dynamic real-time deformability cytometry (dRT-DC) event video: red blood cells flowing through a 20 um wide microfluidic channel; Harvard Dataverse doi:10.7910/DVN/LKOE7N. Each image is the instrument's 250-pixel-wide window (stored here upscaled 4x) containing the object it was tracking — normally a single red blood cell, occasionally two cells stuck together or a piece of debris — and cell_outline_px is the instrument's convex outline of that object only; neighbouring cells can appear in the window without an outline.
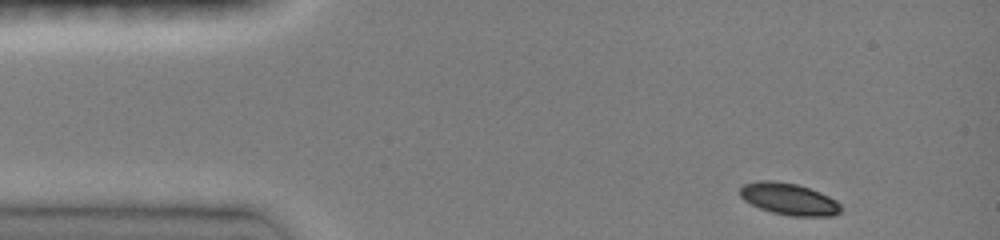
{"species": "common noctule bat (a hibernating species)", "species_latin": "Nyctalus noctula", "temperature_condition": "room temperature", "stored_images_in_passage": 40, "camera_frame_rate_fps": 3000, "um_per_image_px": 0.085, "animal": {"sex": "female", "body_mass_g": 19.0, "forearm_length_mm": 51.5}, "frame": {"image": 1, "passage_image": 1, "time_ms": 0.0, "image_size_px": [1000, 240], "cell_outline_px": [[840, 212], [832, 216], [788, 216], [772, 212], [760, 208], [744, 200], [740, 196], [740, 188], [744, 184], [760, 180], [772, 180], [796, 184], [820, 192], [836, 200], [840, 204]], "centroid_in_image_um": [67.05, 16.92], "position_along_channel_um": 18.0, "area_um2": 18.61}}
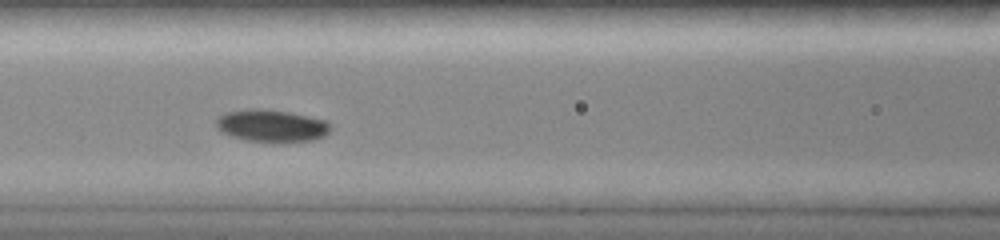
{"frame": {"image": 2, "passage_image": 16, "time_ms": 5.0, "image_size_px": [1000, 240], "cell_outline_px": [[332, 128], [324, 136], [312, 140], [272, 144], [248, 140], [232, 136], [216, 128], [216, 120], [224, 112], [248, 108], [264, 108], [288, 112], [308, 116], [324, 120]], "centroid_in_image_um": [23.07, 10.7], "position_along_channel_um": 143.5, "area_um2": 21.85}}
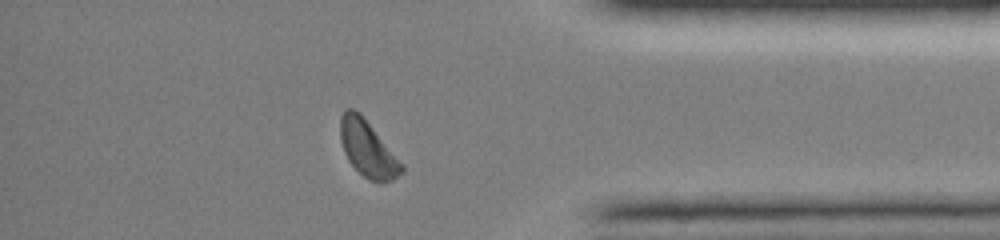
{"frame": {"image": 3, "passage_image": 36, "time_ms": 11.667, "image_size_px": [1000, 240], "cell_outline_px": [[404, 172], [392, 180], [368, 180], [348, 160], [344, 152], [340, 140], [340, 116], [344, 108], [352, 108], [360, 112], [404, 164]], "centroid_in_image_um": [31.25, 12.59], "position_along_channel_um": 404.0, "area_um2": 20.06}, "authors_computed_cell_mechanics": {"area_um2": 19.9699, "velocity_mm_per_s": 4.0797, "shape_relaxation_time_tau1_ms": 3.0851, "shape_relaxation_time_tau2_ms": null, "deformation_change_tau1": 0.1222, "deformation_change_tau2": null}}